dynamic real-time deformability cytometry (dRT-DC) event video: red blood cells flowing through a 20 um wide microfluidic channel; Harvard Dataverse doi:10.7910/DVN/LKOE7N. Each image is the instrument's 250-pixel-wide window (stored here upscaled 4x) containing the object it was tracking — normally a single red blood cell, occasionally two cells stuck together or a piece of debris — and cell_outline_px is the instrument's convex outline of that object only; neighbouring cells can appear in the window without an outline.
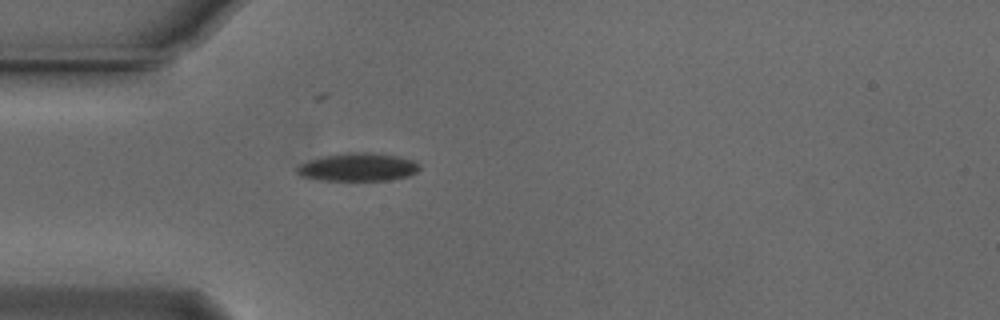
{"species": "Egyptian fruit bat (a non-hibernating species)", "species_latin": "Rousettus aegyptiacus", "temperature_condition": "cold", "stored_images_in_passage": 40, "camera_frame_rate_fps": 3000, "um_per_image_px": 0.085, "animal": {"sex": "male"}, "frame": {"image": 1, "passage_image": 1, "time_ms": 0.0, "image_size_px": [1000, 320], "cell_outline_px": [[420, 168], [416, 172], [408, 176], [388, 180], [320, 180], [300, 176], [296, 172], [296, 168], [300, 164], [308, 160], [324, 156], [348, 152], [368, 152], [396, 156], [412, 160]], "centroid_in_image_um": [30.37, 14.21], "position_along_channel_um": 54.6, "area_um2": 19.88}}
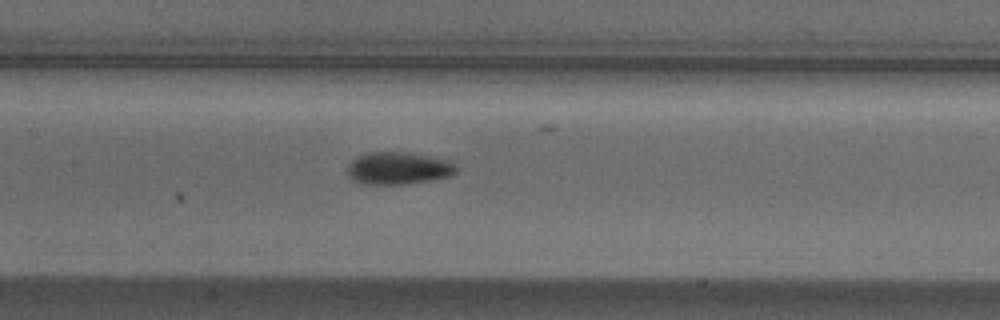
{"frame": {"image": 2, "passage_image": 11, "time_ms": 3.333, "image_size_px": [1000, 320], "cell_outline_px": [[456, 172], [448, 176], [428, 180], [404, 184], [360, 184], [352, 180], [348, 176], [348, 164], [356, 156], [364, 152], [404, 152], [428, 156], [448, 160], [456, 164]], "centroid_in_image_um": [33.79, 14.29], "position_along_channel_um": 173.6, "area_um2": 20.52}}
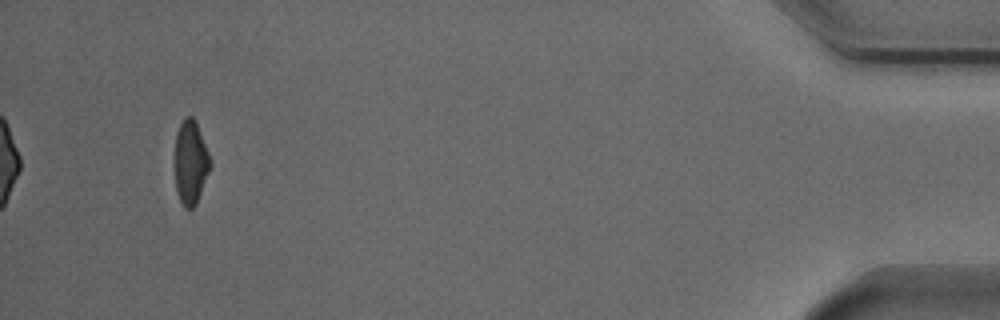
{"frame": {"image": 3, "passage_image": 37, "time_ms": 12.0, "image_size_px": [1000, 320], "cell_outline_px": [[212, 164], [196, 204], [192, 208], [184, 208], [176, 192], [176, 132], [184, 116], [192, 116], [196, 120], [208, 152]], "centroid_in_image_um": [16.21, 13.78], "position_along_channel_um": 419.0, "area_um2": 17.17}, "authors_computed_cell_mechanics": {"area_um2": 18.7561, "velocity_mm_per_s": 3.7519, "shape_relaxation_time_tau1_ms": 4.0837, "shape_relaxation_time_tau2_ms": 8.058, "deformation_change_tau1": 0.1281, "deformation_change_tau2": 0.1485}}